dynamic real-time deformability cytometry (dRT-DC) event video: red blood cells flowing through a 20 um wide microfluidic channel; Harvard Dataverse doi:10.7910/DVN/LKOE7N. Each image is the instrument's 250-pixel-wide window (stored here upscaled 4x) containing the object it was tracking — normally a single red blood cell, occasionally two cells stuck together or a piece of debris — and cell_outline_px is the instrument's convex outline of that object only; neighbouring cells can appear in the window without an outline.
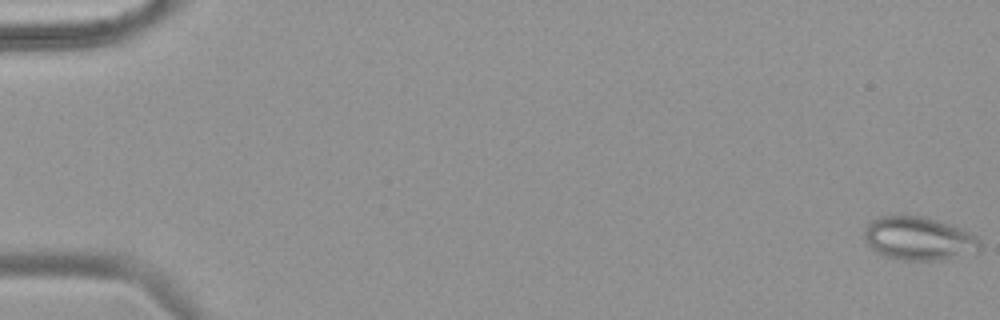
{"species": "common noctule bat (a hibernating species)", "species_latin": "Nyctalus noctula", "temperature_condition": "warm", "stored_images_in_passage": 55, "camera_frame_rate_fps": 3000, "um_per_image_px": 0.085, "animal": {"sex": "female", "body_mass_g": 18.4}, "frame": {"image": 1, "passage_image": 1, "time_ms": 0.0, "image_size_px": [1000, 320], "cell_outline_px": [[980, 252], [940, 260], [900, 260], [884, 256], [876, 252], [868, 244], [864, 236], [864, 228], [872, 220], [880, 216], [924, 216], [960, 228], [976, 236], [980, 240]], "centroid_in_image_um": [78.1, 20.29], "position_along_channel_um": 6.9, "area_um2": 29.25}}
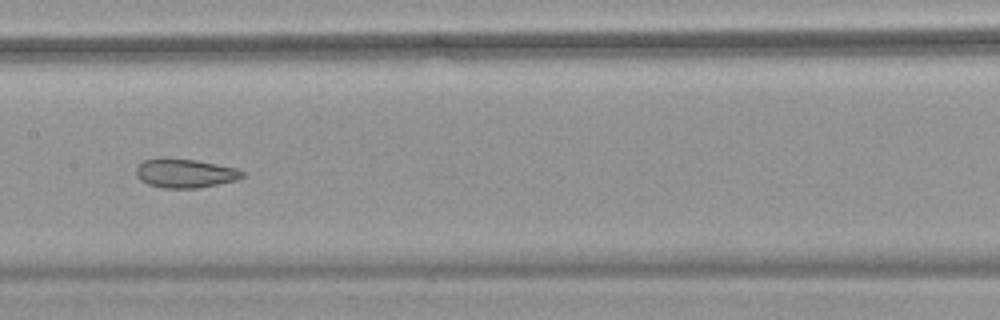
{"frame": {"image": 2, "passage_image": 29, "time_ms": 9.333, "image_size_px": [1000, 320], "cell_outline_px": [[244, 176], [236, 180], [200, 188], [164, 188], [148, 184], [140, 180], [136, 176], [136, 168], [144, 160], [196, 160], [236, 168], [244, 172]], "centroid_in_image_um": [15.76, 14.76], "position_along_channel_um": 191.6, "area_um2": 17.4}}
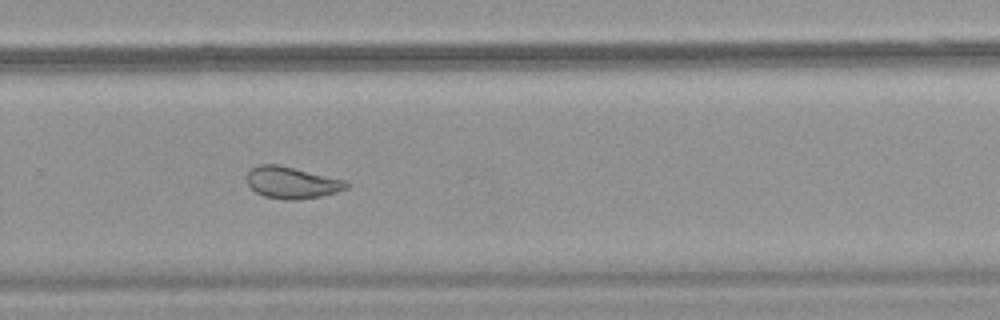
{"frame": {"image": 3, "passage_image": 38, "time_ms": 12.333, "image_size_px": [1000, 320], "cell_outline_px": [[348, 188], [336, 192], [320, 196], [296, 200], [284, 200], [264, 196], [256, 192], [248, 184], [248, 172], [256, 164], [276, 164], [344, 180], [348, 184]], "centroid_in_image_um": [24.78, 15.53], "position_along_channel_um": 305.0, "area_um2": 18.09}, "authors_computed_cell_mechanics": {"area_um2": 23.8136, "velocity_mm_per_s": 3.7958, "shape_relaxation_time_tau1_ms": null, "shape_relaxation_time_tau2_ms": 1.8181, "deformation_change_tau1": null, "deformation_change_tau2": 0.0872}}